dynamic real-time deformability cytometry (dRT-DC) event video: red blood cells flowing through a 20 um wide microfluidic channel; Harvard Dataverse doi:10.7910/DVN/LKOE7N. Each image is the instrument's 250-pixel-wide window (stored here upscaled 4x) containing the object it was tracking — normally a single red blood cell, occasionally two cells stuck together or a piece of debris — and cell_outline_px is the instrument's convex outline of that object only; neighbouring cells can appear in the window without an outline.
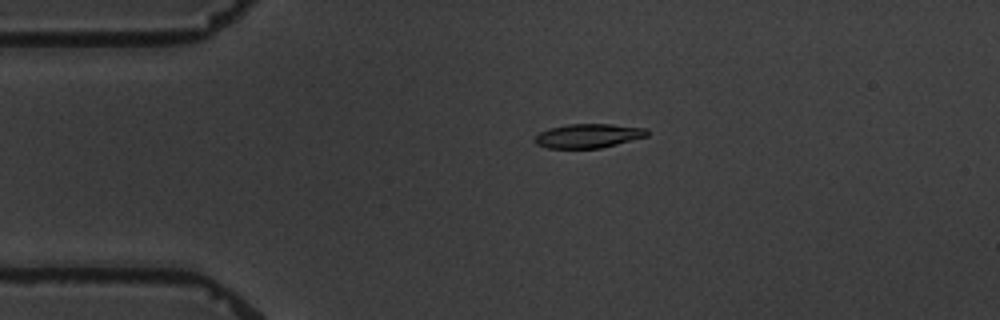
{"species": "common noctule bat (a hibernating species)", "species_latin": "Nyctalus noctula", "temperature_condition": "warm", "stored_images_in_passage": 4, "camera_frame_rate_fps": 3000, "um_per_image_px": 0.085, "animal": {"sex": "male", "body_mass_g": 19.5, "forearm_length_mm": 54.6}, "frame": {"image": 1, "passage_image": 3, "time_ms": 2.333, "image_size_px": [1000, 320], "cell_outline_px": [[648, 136], [600, 148], [548, 148], [536, 144], [532, 140], [540, 132], [548, 128], [568, 124], [612, 124], [648, 128]], "centroid_in_image_um": [50.0, 11.54], "position_along_channel_um": 35.0, "area_um2": 15.84}}